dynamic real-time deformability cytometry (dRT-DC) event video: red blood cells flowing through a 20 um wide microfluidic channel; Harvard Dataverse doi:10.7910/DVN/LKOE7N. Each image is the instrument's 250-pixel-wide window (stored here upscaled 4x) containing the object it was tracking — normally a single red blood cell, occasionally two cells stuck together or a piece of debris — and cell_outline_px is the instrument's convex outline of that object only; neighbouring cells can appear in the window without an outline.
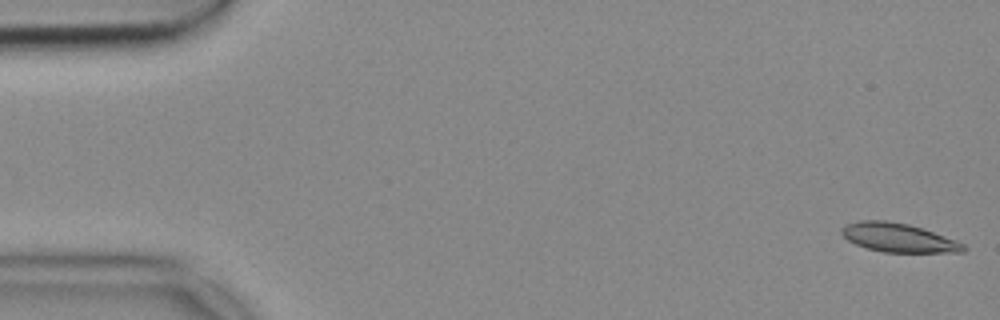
{"species": "common noctule bat (a hibernating species)", "species_latin": "Nyctalus noctula", "temperature_condition": "cold", "stored_images_in_passage": 53, "camera_frame_rate_fps": 3000, "um_per_image_px": 0.085, "animal": {"sex": "female", "body_mass_g": 18.4}, "frame": {"image": 1, "passage_image": 1, "time_ms": 0.0, "image_size_px": [1000, 320], "cell_outline_px": [[968, 248], [964, 252], [884, 252], [868, 248], [856, 244], [848, 240], [840, 232], [840, 228], [848, 224], [860, 220], [884, 220], [908, 224], [956, 240], [964, 244]], "centroid_in_image_um": [76.36, 20.2], "position_along_channel_um": 8.6, "area_um2": 20.23}}
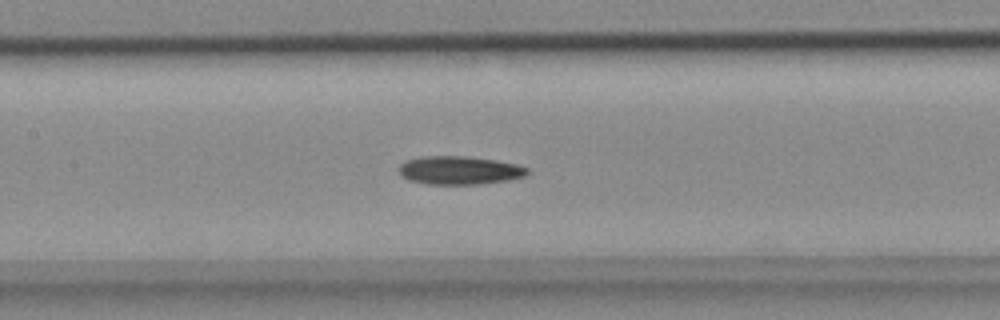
{"frame": {"image": 2, "passage_image": 24, "time_ms": 7.667, "image_size_px": [1000, 320], "cell_outline_px": [[528, 172], [524, 176], [508, 180], [480, 184], [428, 184], [412, 180], [404, 176], [400, 172], [400, 164], [408, 160], [420, 156], [468, 156], [496, 160], [516, 164], [528, 168]], "centroid_in_image_um": [39.09, 14.47], "position_along_channel_um": 168.3, "area_um2": 20.98}}
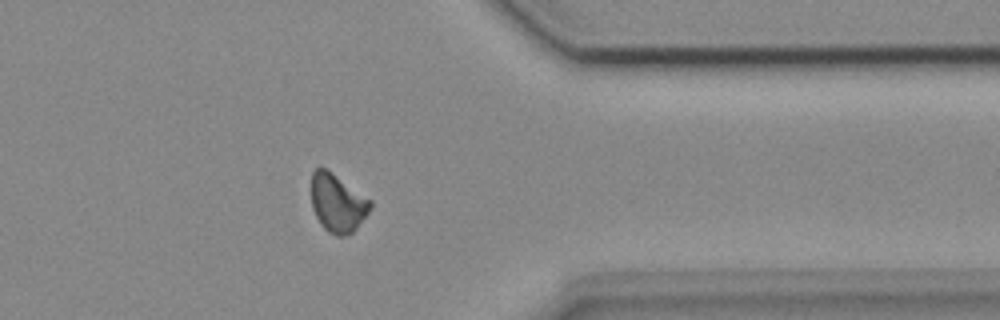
{"frame": {"image": 3, "passage_image": 42, "time_ms": 13.667, "image_size_px": [1000, 320], "cell_outline_px": [[372, 208], [356, 228], [352, 232], [344, 236], [336, 236], [328, 232], [320, 224], [312, 208], [312, 172], [316, 168], [324, 168], [372, 200]], "centroid_in_image_um": [28.69, 17.29], "position_along_channel_um": 382.7, "area_um2": 19.77}}